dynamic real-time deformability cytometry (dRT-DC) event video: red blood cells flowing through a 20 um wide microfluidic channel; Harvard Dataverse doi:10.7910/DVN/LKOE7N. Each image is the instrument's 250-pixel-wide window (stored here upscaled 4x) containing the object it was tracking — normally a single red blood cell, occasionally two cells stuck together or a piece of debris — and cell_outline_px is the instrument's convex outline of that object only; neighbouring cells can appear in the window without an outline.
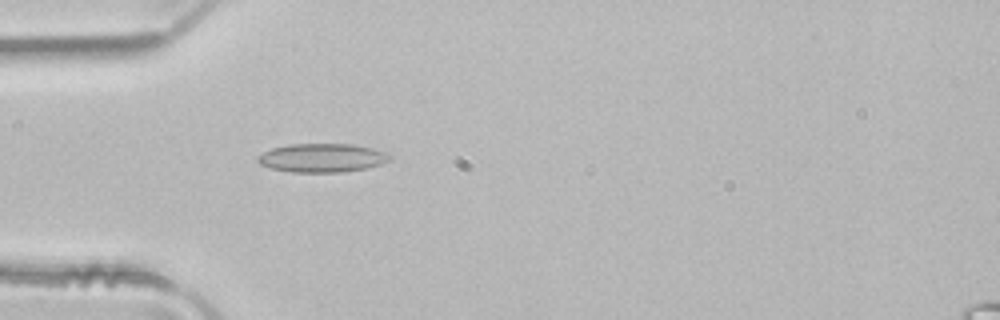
{"species": "common noctule bat (a hibernating species)", "species_latin": "Nyctalus noctula", "temperature_condition": "room temperature", "stored_images_in_passage": 2, "camera_frame_rate_fps": 3000, "um_per_image_px": 0.085, "animal": {"sex": "male", "body_mass_g": 21.5, "forearm_length_mm": 52.0}, "frame": {"image": 1, "passage_image": 2, "time_ms": 0.333, "image_size_px": [1000, 320], "cell_outline_px": [[392, 160], [380, 164], [364, 168], [344, 172], [292, 172], [272, 168], [260, 164], [256, 160], [256, 156], [272, 148], [288, 144], [352, 144], [372, 148], [384, 152], [392, 156]], "centroid_in_image_um": [27.37, 13.41], "position_along_channel_um": 57.6, "area_um2": 22.02}}